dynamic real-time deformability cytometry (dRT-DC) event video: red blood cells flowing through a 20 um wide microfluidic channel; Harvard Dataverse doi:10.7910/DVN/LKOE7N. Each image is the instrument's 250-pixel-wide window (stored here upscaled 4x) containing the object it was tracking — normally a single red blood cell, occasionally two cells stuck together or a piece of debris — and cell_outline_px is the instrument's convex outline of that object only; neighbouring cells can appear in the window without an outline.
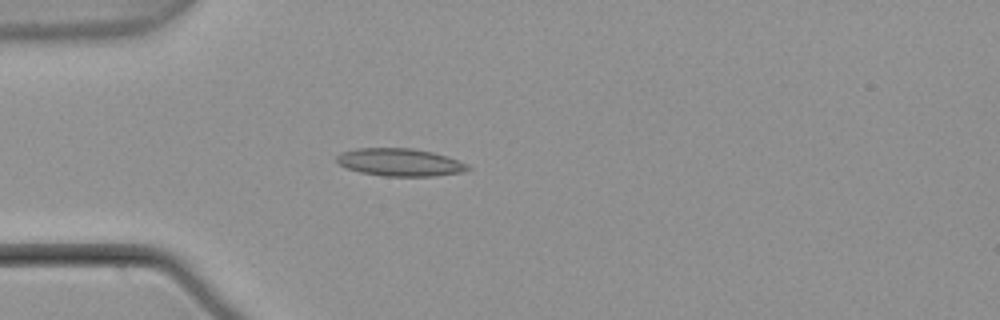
{"species": "common noctule bat (a hibernating species)", "species_latin": "Nyctalus noctula", "temperature_condition": "warm", "stored_images_in_passage": 3, "camera_frame_rate_fps": 3000, "um_per_image_px": 0.085, "animal": {"sex": "male", "body_mass_g": 21.5, "forearm_length_mm": 52.0}, "frame": {"image": 1, "passage_image": 3, "time_ms": 0.667, "image_size_px": [1000, 320], "cell_outline_px": [[472, 168], [460, 172], [432, 176], [384, 176], [360, 172], [348, 168], [340, 164], [336, 160], [336, 156], [340, 152], [356, 148], [412, 148], [432, 152], [448, 156], [468, 164]], "centroid_in_image_um": [33.99, 13.78], "position_along_channel_um": 51.0, "area_um2": 21.1}}